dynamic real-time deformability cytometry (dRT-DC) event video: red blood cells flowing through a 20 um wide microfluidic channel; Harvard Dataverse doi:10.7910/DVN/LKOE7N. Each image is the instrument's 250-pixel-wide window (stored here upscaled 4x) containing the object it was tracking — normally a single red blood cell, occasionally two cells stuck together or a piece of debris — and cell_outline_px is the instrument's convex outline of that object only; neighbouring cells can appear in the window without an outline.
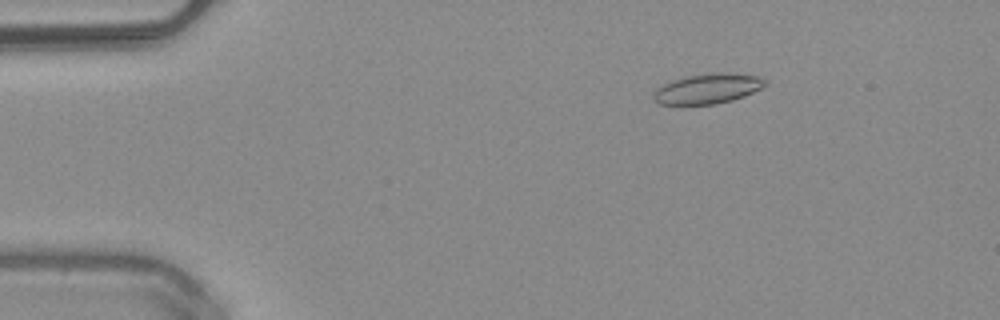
{"species": "common noctule bat (a hibernating species)", "species_latin": "Nyctalus noctula", "temperature_condition": "warm", "stored_images_in_passage": 50, "camera_frame_rate_fps": 3000, "um_per_image_px": 0.085, "animal": {"sex": "male", "body_mass_g": 20.4}, "frame": {"image": 1, "passage_image": 8, "time_ms": 2.333, "image_size_px": [1000, 320], "cell_outline_px": [[768, 84], [744, 96], [732, 100], [716, 104], [660, 104], [652, 96], [656, 88], [672, 80], [688, 76], [716, 72], [720, 72], [756, 76], [764, 80]], "centroid_in_image_um": [60.13, 7.54], "position_along_channel_um": 24.9, "area_um2": 19.19}}
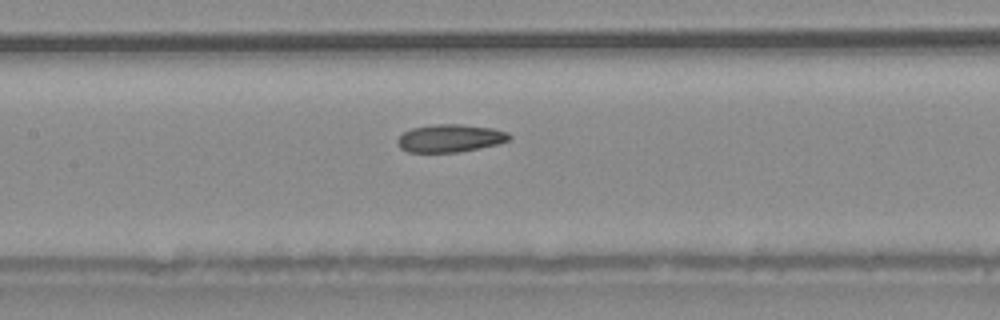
{"frame": {"image": 2, "passage_image": 24, "time_ms": 7.667, "image_size_px": [1000, 320], "cell_outline_px": [[512, 136], [508, 140], [496, 144], [460, 152], [408, 152], [400, 148], [396, 140], [404, 132], [412, 128], [432, 124], [464, 124], [492, 128], [508, 132]], "centroid_in_image_um": [38.25, 11.74], "position_along_channel_um": 169.2, "area_um2": 18.09}}
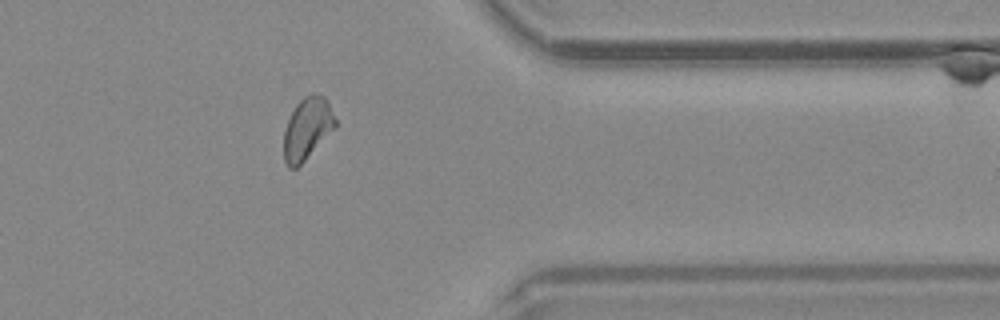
{"frame": {"image": 3, "passage_image": 41, "time_ms": 13.333, "image_size_px": [1000, 320], "cell_outline_px": [[336, 128], [296, 168], [288, 168], [284, 160], [284, 128], [296, 104], [304, 96], [324, 96], [328, 100], [336, 120]], "centroid_in_image_um": [26.12, 10.94], "position_along_channel_um": 385.3, "area_um2": 18.32}, "authors_computed_cell_mechanics": {"area_um2": 18.496, "velocity_mm_per_s": 4.04, "shape_relaxation_time_tau1_ms": null, "shape_relaxation_time_tau2_ms": 3.2741, "deformation_change_tau1": null, "deformation_change_tau2": 0.0989}}